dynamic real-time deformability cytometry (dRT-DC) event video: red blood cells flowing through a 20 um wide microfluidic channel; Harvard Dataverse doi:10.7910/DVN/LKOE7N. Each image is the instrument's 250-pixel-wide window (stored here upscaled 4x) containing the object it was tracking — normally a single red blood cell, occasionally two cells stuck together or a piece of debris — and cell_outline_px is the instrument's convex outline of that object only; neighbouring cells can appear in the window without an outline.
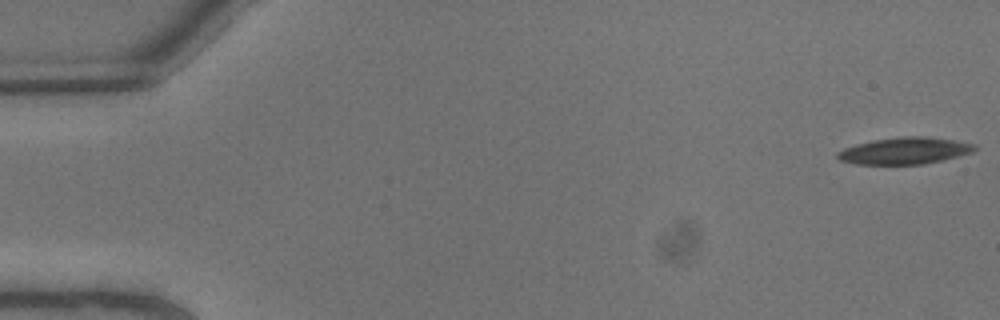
{"species": "common noctule bat (a hibernating species)", "species_latin": "Nyctalus noctula", "temperature_condition": "warm", "stored_images_in_passage": 8, "camera_frame_rate_fps": 3000, "um_per_image_px": 0.085, "animal": {"sex": "male", "body_mass_g": 13.3}, "frame": {"image": 1, "passage_image": 1, "time_ms": 0.0, "image_size_px": [1000, 320], "cell_outline_px": [[976, 148], [972, 152], [960, 156], [924, 164], [856, 164], [840, 160], [836, 156], [836, 152], [844, 148], [856, 144], [872, 140], [900, 136], [924, 136], [952, 140], [976, 144]], "centroid_in_image_um": [76.88, 12.81], "position_along_channel_um": 8.1, "area_um2": 21.39}}